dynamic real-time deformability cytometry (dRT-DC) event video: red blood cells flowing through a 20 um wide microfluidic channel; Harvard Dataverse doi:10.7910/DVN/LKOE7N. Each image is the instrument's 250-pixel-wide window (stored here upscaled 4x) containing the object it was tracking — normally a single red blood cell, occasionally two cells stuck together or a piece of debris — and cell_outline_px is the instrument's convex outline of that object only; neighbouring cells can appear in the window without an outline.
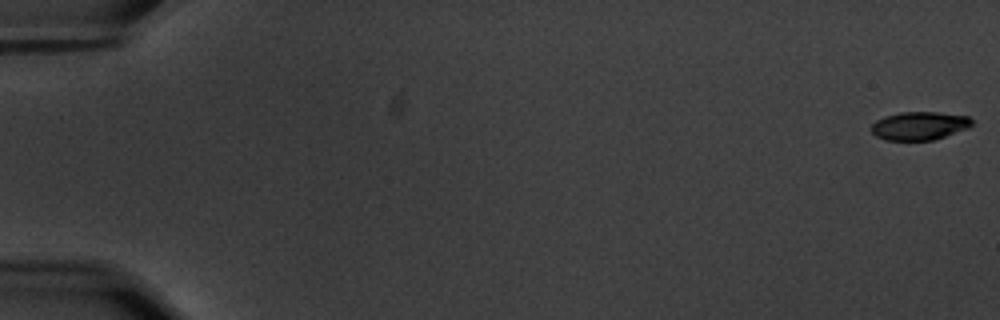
{"species": "common noctule bat (a hibernating species)", "species_latin": "Nyctalus noctula", "temperature_condition": "warm", "stored_images_in_passage": 59, "camera_frame_rate_fps": 3000, "um_per_image_px": 0.085, "animal": {"sex": "male", "body_mass_g": 20.1, "forearm_length_mm": 53.5}, "frame": {"image": 1, "passage_image": 1, "time_ms": 0.0, "image_size_px": [1000, 320], "cell_outline_px": [[972, 124], [968, 128], [932, 140], [884, 140], [876, 136], [872, 132], [872, 124], [876, 120], [884, 116], [900, 112], [936, 112], [968, 116], [972, 120]], "centroid_in_image_um": [78.12, 10.69], "position_along_channel_um": 6.9, "area_um2": 16.47}}
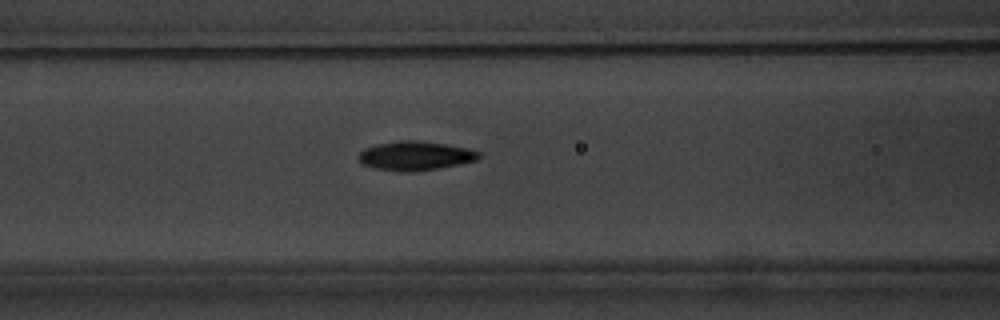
{"frame": {"image": 2, "passage_image": 26, "time_ms": 8.333, "image_size_px": [1000, 320], "cell_outline_px": [[480, 156], [476, 160], [460, 164], [436, 168], [408, 172], [376, 168], [364, 164], [356, 156], [364, 148], [376, 144], [400, 140], [416, 140], [444, 144], [468, 148], [480, 152]], "centroid_in_image_um": [35.29, 13.22], "position_along_channel_um": 131.3, "area_um2": 20.11}}
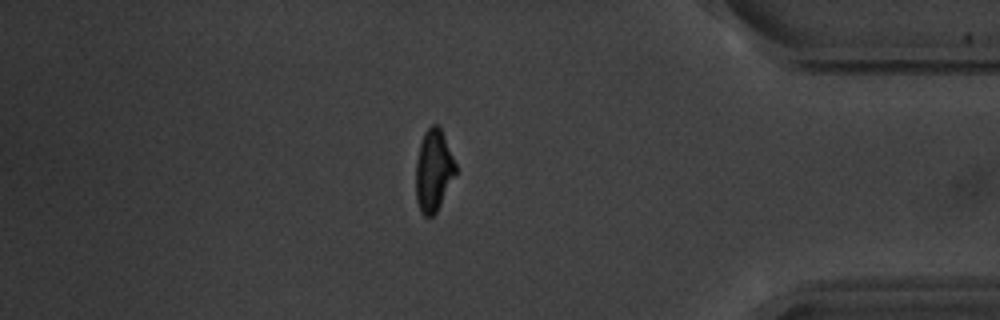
{"frame": {"image": 3, "passage_image": 51, "time_ms": 16.667, "image_size_px": [1000, 320], "cell_outline_px": [[456, 172], [436, 212], [432, 216], [424, 216], [420, 212], [416, 200], [416, 160], [420, 144], [424, 132], [432, 124], [440, 124], [456, 164]], "centroid_in_image_um": [36.84, 14.46], "position_along_channel_um": 398.4, "area_um2": 18.96}, "authors_computed_cell_mechanics": {"area_um2": 19.1318, "velocity_mm_per_s": 3.5295, "shape_relaxation_time_tau1_ms": 3.283, "shape_relaxation_time_tau2_ms": 2.3539, "deformation_change_tau1": 0.1662, "deformation_change_tau2": 0.0822}}